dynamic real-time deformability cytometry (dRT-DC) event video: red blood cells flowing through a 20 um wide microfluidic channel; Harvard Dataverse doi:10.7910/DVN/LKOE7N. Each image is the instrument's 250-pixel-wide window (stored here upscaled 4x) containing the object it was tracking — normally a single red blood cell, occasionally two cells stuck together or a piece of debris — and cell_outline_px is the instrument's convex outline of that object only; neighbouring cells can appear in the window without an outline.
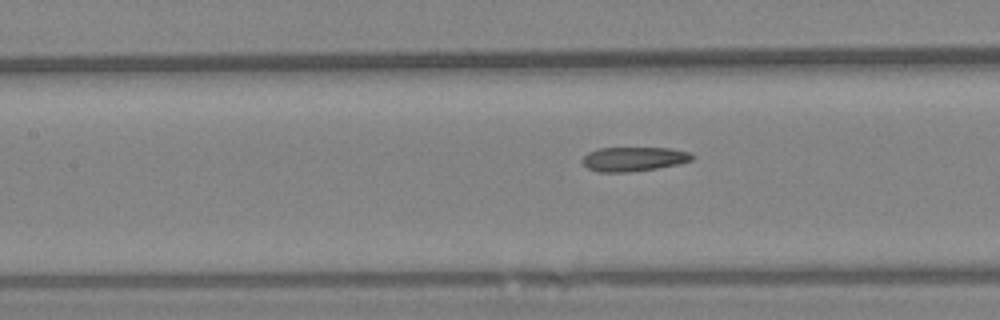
{"species": "Egyptian fruit bat (a non-hibernating species)", "species_latin": "Rousettus aegyptiacus", "temperature_condition": "warm", "stored_images_in_passage": 33, "camera_frame_rate_fps": 3000, "um_per_image_px": 0.085, "animal": {"sex": "female"}, "frame": {"image": 1, "passage_image": 6, "time_ms": 1.667, "image_size_px": [1000, 320], "cell_outline_px": [[692, 160], [680, 164], [656, 168], [628, 172], [596, 172], [588, 168], [580, 160], [588, 152], [600, 148], [668, 148], [692, 152]], "centroid_in_image_um": [53.85, 13.52], "position_along_channel_um": 153.5, "area_um2": 15.55}}
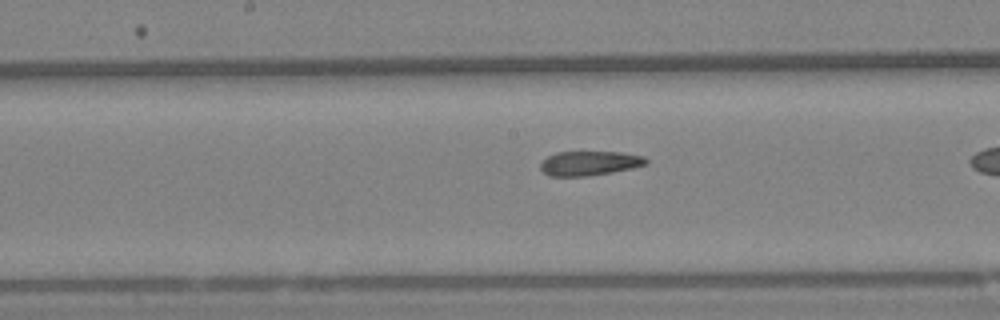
{"frame": {"image": 2, "passage_image": 10, "time_ms": 3.0, "image_size_px": [1000, 320], "cell_outline_px": [[648, 164], [632, 168], [612, 172], [588, 176], [548, 176], [540, 168], [540, 164], [548, 156], [556, 152], [620, 152], [644, 156], [648, 160]], "centroid_in_image_um": [50.12, 13.87], "position_along_channel_um": 198.1, "area_um2": 15.03}, "authors_computed_cell_mechanics": {"area_um2": 15.895, "velocity_mm_per_s": 3.3771, "shape_relaxation_time_tau1_ms": null, "shape_relaxation_time_tau2_ms": 3.3414, "deformation_change_tau1": null, "deformation_change_tau2": 0.105}}